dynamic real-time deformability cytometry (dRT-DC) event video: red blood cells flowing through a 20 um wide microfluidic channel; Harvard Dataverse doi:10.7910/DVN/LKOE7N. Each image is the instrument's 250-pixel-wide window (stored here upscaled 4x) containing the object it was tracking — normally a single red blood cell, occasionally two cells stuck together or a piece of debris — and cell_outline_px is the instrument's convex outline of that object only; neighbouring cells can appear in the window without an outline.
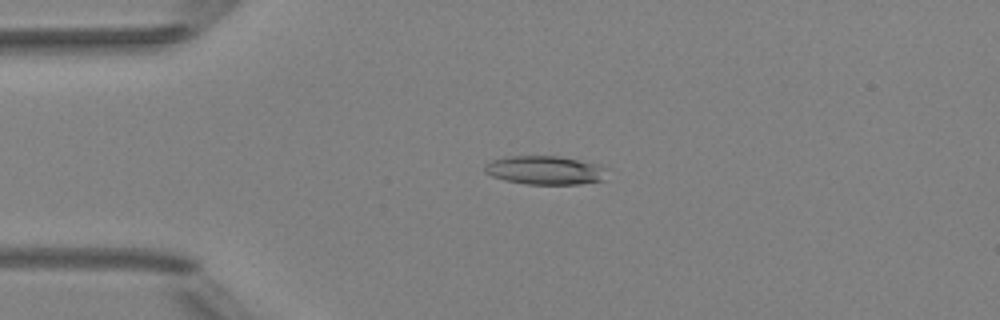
{"species": "Egyptian fruit bat (a non-hibernating species)", "species_latin": "Rousettus aegyptiacus", "temperature_condition": "room temperature", "stored_images_in_passage": 3, "camera_frame_rate_fps": 3000, "um_per_image_px": 0.085, "animal": {"sex": "female"}, "frame": {"image": 1, "passage_image": 2, "time_ms": 1.667, "image_size_px": [1000, 320], "cell_outline_px": [[608, 168], [604, 180], [580, 184], [524, 184], [504, 180], [492, 176], [484, 172], [484, 164], [492, 160], [508, 156], [560, 156], [600, 164]], "centroid_in_image_um": [46.35, 14.46], "position_along_channel_um": 38.7, "area_um2": 20.75}}